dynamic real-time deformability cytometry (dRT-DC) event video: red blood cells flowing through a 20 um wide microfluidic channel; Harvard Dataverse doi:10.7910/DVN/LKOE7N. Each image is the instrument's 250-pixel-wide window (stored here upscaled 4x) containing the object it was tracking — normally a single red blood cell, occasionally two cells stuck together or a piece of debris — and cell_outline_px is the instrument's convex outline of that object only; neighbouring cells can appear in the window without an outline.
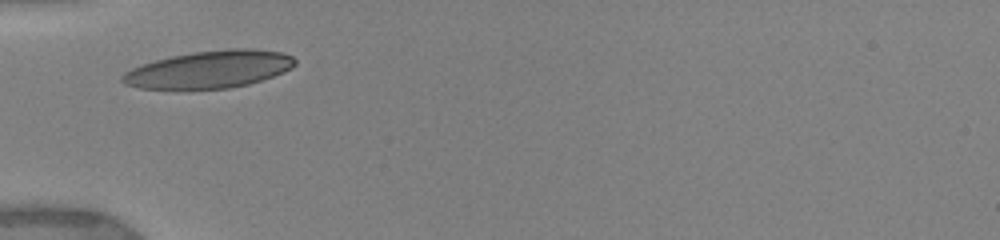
{"species": "human", "species_latin": "Homo sapiens", "temperature_condition": "warm", "stored_images_in_passage": 2, "camera_frame_rate_fps": 3000, "um_per_image_px": 0.085, "donor": {"sex": "female"}, "frame": {"image": 1, "passage_image": 1, "time_ms": 0.0, "image_size_px": [1000, 240], "cell_outline_px": [[296, 64], [292, 68], [284, 72], [248, 84], [228, 88], [140, 88], [124, 84], [120, 80], [120, 76], [124, 72], [132, 68], [156, 60], [172, 56], [192, 52], [228, 48], [252, 48], [280, 52], [292, 56], [296, 60]], "centroid_in_image_um": [17.81, 5.88], "position_along_channel_um": 67.2, "area_um2": 37.34}}